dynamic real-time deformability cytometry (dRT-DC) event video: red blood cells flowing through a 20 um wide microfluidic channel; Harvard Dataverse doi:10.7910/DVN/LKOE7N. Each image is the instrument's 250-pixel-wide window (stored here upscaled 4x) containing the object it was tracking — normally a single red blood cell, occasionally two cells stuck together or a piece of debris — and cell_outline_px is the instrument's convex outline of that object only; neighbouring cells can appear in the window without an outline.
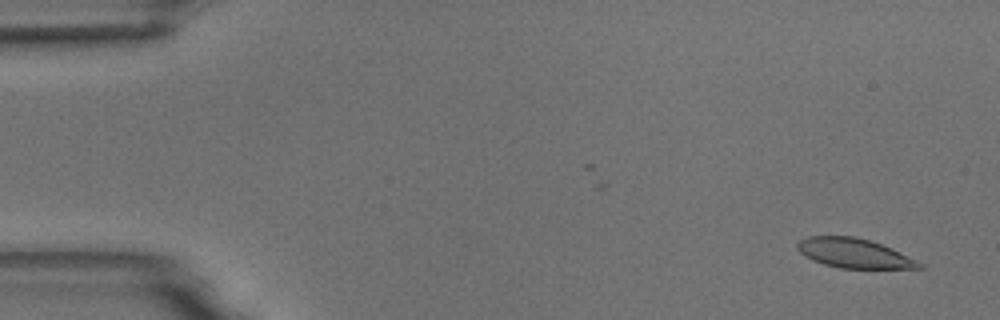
{"species": "common noctule bat (a hibernating species)", "species_latin": "Nyctalus noctula", "temperature_condition": "room temperature", "stored_images_in_passage": 6, "camera_frame_rate_fps": 3000, "um_per_image_px": 0.085, "animal": {"sex": "male", "body_mass_g": 18.8}, "frame": {"image": 1, "passage_image": 1, "time_ms": 0.0, "image_size_px": [1000, 320], "cell_outline_px": [[924, 268], [840, 268], [824, 264], [812, 260], [804, 256], [796, 248], [796, 244], [800, 240], [808, 236], [856, 236], [892, 248], [924, 264]], "centroid_in_image_um": [72.57, 21.52], "position_along_channel_um": 12.4, "area_um2": 20.87}}
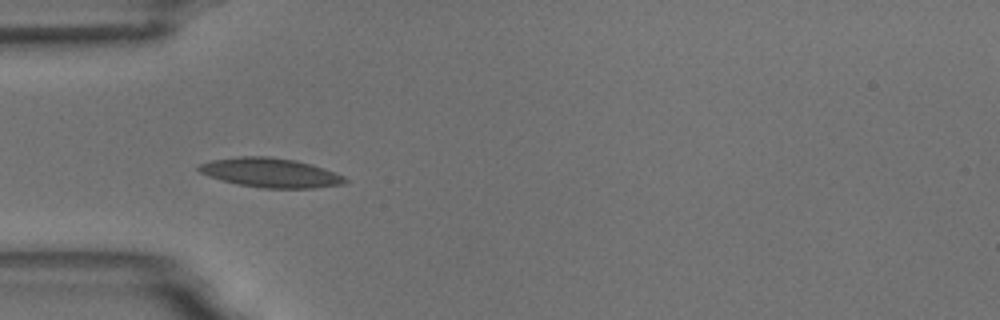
{"frame": {"image": 2, "passage_image": 5, "time_ms": 4.667, "image_size_px": [1000, 320], "cell_outline_px": [[348, 180], [344, 184], [312, 188], [260, 188], [236, 184], [208, 176], [200, 172], [196, 168], [200, 164], [212, 160], [240, 156], [268, 156], [296, 160], [312, 164], [324, 168], [344, 176]], "centroid_in_image_um": [22.99, 14.68], "position_along_channel_um": 62.0, "area_um2": 25.09}}